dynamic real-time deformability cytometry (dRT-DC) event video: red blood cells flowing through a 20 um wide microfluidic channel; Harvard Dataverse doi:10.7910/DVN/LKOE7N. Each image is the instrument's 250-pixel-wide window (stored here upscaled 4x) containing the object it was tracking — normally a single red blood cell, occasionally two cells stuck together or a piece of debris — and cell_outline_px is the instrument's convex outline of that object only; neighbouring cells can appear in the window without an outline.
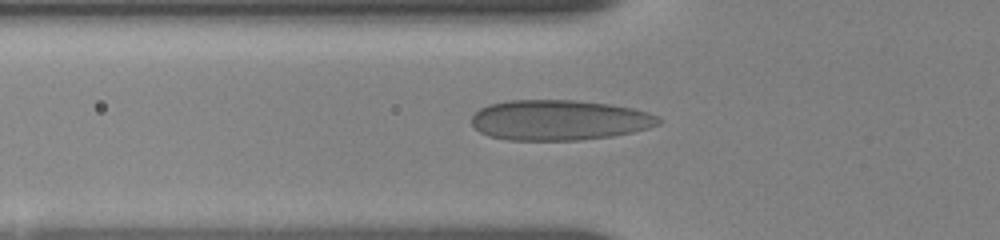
{"species": "human", "species_latin": "Homo sapiens", "temperature_condition": "room temperature", "stored_images_in_passage": 30, "camera_frame_rate_fps": 3000, "um_per_image_px": 0.085, "donor": {"sex": "female"}, "frame": {"image": 1, "passage_image": 2, "time_ms": 0.667, "image_size_px": [1000, 240], "cell_outline_px": [[660, 124], [648, 128], [632, 132], [612, 136], [580, 140], [508, 140], [488, 136], [480, 132], [472, 124], [472, 116], [480, 108], [488, 104], [508, 100], [576, 100], [608, 104], [632, 108], [648, 112], [656, 116], [660, 120]], "centroid_in_image_um": [47.51, 10.21], "position_along_channel_um": 78.3, "area_um2": 43.99}}
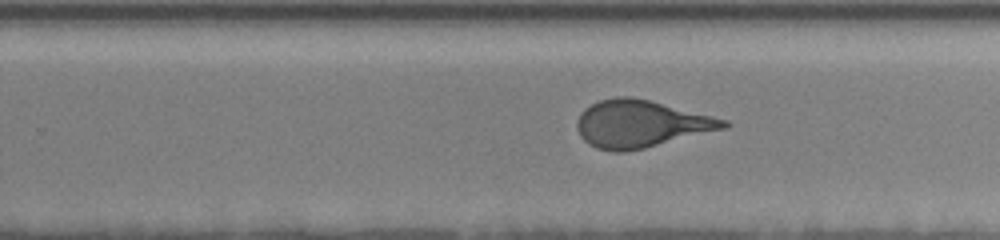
{"frame": {"image": 2, "passage_image": 15, "time_ms": 6.0, "image_size_px": [1000, 240], "cell_outline_px": [[732, 124], [728, 128], [644, 148], [624, 152], [612, 152], [596, 148], [588, 144], [580, 136], [576, 128], [576, 124], [580, 112], [584, 108], [600, 100], [616, 96], [628, 96], [648, 100], [728, 120]], "centroid_in_image_um": [54.45, 10.54], "position_along_channel_um": 275.3, "area_um2": 40.4}}
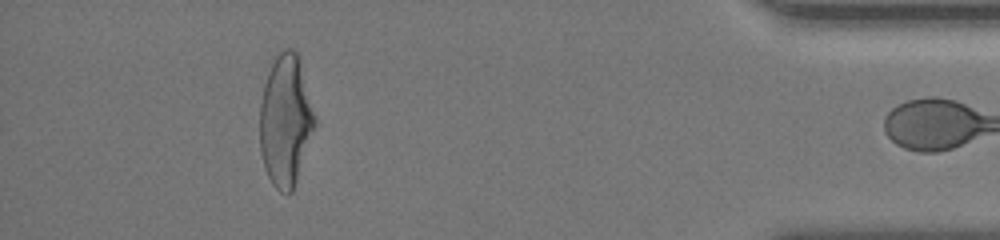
{"frame": {"image": 3, "passage_image": 30, "time_ms": 11.0, "image_size_px": [1000, 240], "cell_outline_px": [[316, 124], [292, 192], [280, 192], [272, 184], [264, 168], [260, 152], [260, 104], [268, 60], [272, 56], [284, 48], [292, 48], [296, 52], [300, 60], [316, 120]], "centroid_in_image_um": [24.24, 10.16], "position_along_channel_um": 411.0, "area_um2": 42.54}, "authors_computed_cell_mechanics": {"area_um2": 40.4022, "velocity_mm_per_s": 3.6749, "shape_relaxation_time_tau1_ms": 5.158, "shape_relaxation_time_tau2_ms": null, "deformation_change_tau1": 0.1742, "deformation_change_tau2": null}}